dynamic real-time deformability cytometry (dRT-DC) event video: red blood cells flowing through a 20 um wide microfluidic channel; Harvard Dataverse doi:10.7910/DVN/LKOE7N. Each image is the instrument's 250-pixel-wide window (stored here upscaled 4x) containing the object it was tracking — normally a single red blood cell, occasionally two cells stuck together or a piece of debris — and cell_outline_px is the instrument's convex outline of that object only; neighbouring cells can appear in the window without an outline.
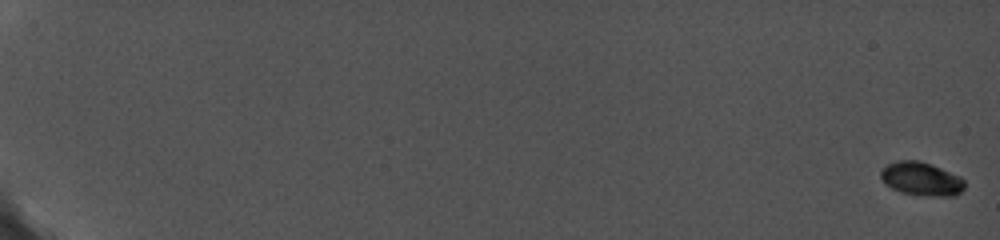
{"species": "common noctule bat (a hibernating species)", "species_latin": "Nyctalus noctula", "temperature_condition": "cold", "stored_images_in_passage": 30, "camera_frame_rate_fps": 5000, "um_per_image_px": 0.085, "animal": {"sex": "female", "body_mass_g": 19.0, "forearm_length_mm": 56.7}, "frame": {"image": 1, "passage_image": 1, "time_ms": 0.0, "image_size_px": [1000, 240], "cell_outline_px": [[964, 188], [956, 196], [928, 196], [900, 192], [884, 184], [880, 176], [880, 172], [888, 164], [896, 160], [920, 160], [960, 176], [964, 180]], "centroid_in_image_um": [78.3, 15.21], "position_along_channel_um": 6.7, "area_um2": 16.42}}
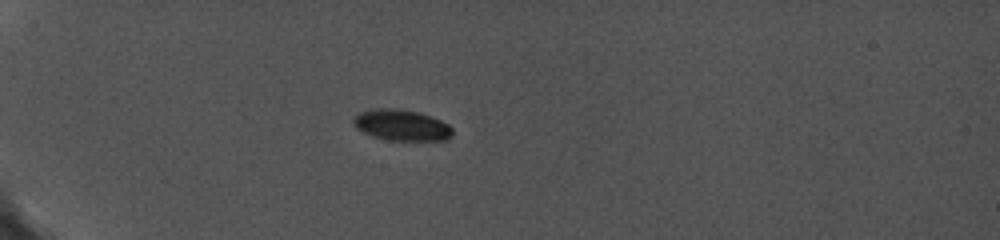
{"frame": {"image": 2, "passage_image": 17, "time_ms": 6.6, "image_size_px": [1000, 240], "cell_outline_px": [[452, 136], [448, 140], [388, 140], [372, 136], [356, 128], [352, 124], [352, 120], [360, 112], [380, 108], [388, 108], [416, 112], [440, 120], [448, 124], [452, 128]], "centroid_in_image_um": [34.12, 10.66], "position_along_channel_um": 50.9, "area_um2": 17.63}}
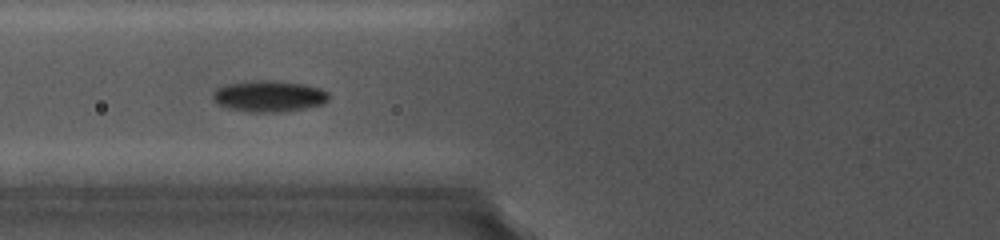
{"frame": {"image": 3, "passage_image": 23, "time_ms": 9.0, "image_size_px": [1000, 240], "cell_outline_px": [[328, 100], [320, 104], [304, 108], [284, 112], [248, 112], [228, 108], [220, 104], [212, 96], [212, 92], [228, 84], [260, 80], [300, 84], [316, 88], [328, 92]], "centroid_in_image_um": [22.85, 8.2], "position_along_channel_um": 103.0, "area_um2": 20.4}}